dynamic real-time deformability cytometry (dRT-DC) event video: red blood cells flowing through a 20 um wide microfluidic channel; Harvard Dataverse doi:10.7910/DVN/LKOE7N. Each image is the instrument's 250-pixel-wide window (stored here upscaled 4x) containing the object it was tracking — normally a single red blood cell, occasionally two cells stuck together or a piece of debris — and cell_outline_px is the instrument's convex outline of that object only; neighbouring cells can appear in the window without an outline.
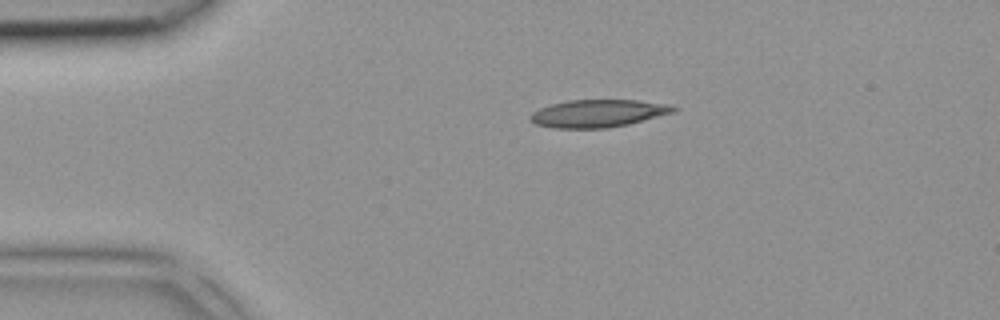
{"species": "common noctule bat (a hibernating species)", "species_latin": "Nyctalus noctula", "temperature_condition": "room temperature", "stored_images_in_passage": 2, "camera_frame_rate_fps": 3000, "um_per_image_px": 0.085, "animal": {"sex": "female", "body_mass_g": 18.4}, "frame": {"image": 1, "passage_image": 1, "time_ms": 0.0, "image_size_px": [1000, 320], "cell_outline_px": [[680, 108], [676, 112], [628, 124], [608, 128], [552, 128], [536, 124], [528, 116], [532, 112], [540, 108], [552, 104], [568, 100], [636, 100], [672, 104]], "centroid_in_image_um": [50.89, 9.63], "position_along_channel_um": 34.1, "area_um2": 23.18}}